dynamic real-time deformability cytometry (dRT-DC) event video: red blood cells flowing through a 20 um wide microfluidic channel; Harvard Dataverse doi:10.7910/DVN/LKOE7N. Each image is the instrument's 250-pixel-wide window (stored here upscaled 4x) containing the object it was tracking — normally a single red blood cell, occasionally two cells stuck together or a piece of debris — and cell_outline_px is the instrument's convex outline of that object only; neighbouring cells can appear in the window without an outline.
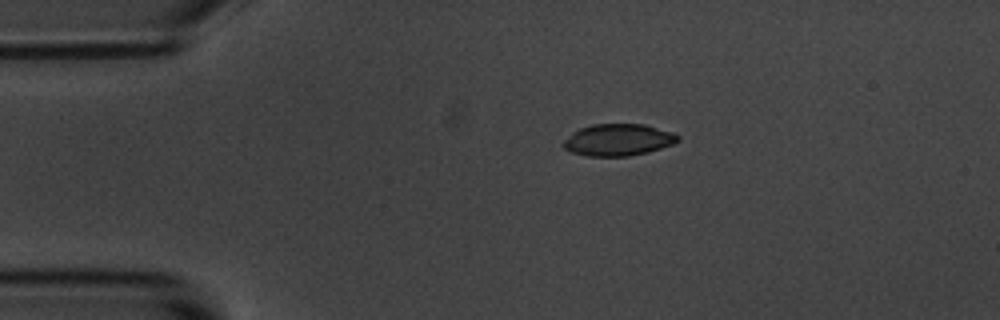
{"species": "common noctule bat (a hibernating species)", "species_latin": "Nyctalus noctula", "temperature_condition": "room temperature", "stored_images_in_passage": 45, "camera_frame_rate_fps": 3000, "um_per_image_px": 0.085, "animal": {"sex": "male", "body_mass_g": 20.1, "forearm_length_mm": 53.5}, "frame": {"image": 1, "passage_image": 1, "time_ms": 0.0, "image_size_px": [1000, 320], "cell_outline_px": [[680, 140], [672, 144], [648, 152], [628, 156], [588, 156], [572, 152], [564, 148], [560, 144], [572, 132], [580, 128], [592, 124], [644, 124], [672, 132], [680, 136]], "centroid_in_image_um": [52.52, 11.88], "position_along_channel_um": 32.5, "area_um2": 21.27}}
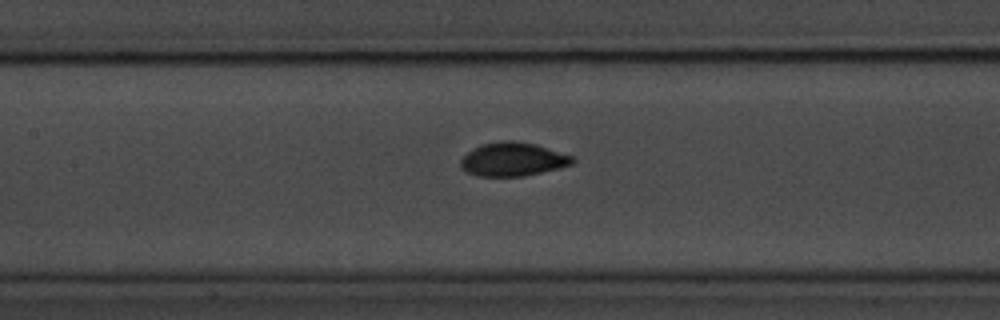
{"frame": {"image": 2, "passage_image": 15, "time_ms": 4.667, "image_size_px": [1000, 320], "cell_outline_px": [[576, 160], [572, 164], [560, 168], [524, 176], [480, 176], [468, 172], [460, 168], [460, 160], [468, 152], [480, 144], [500, 140], [516, 140], [536, 144], [572, 156]], "centroid_in_image_um": [43.59, 13.53], "position_along_channel_um": 163.8, "area_um2": 22.02}}
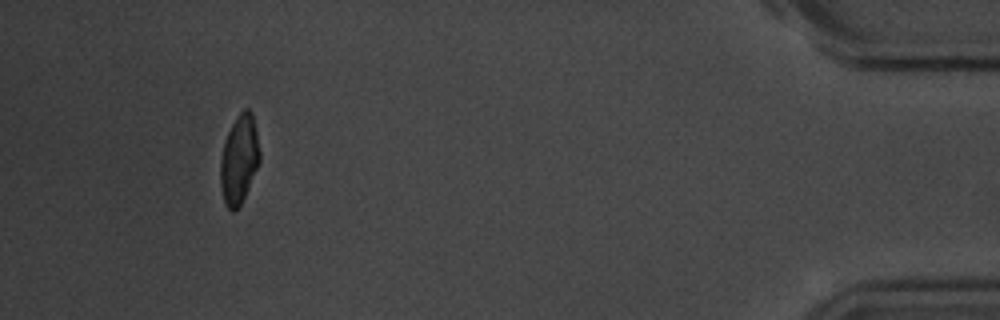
{"frame": {"image": 3, "passage_image": 41, "time_ms": 13.333, "image_size_px": [1000, 320], "cell_outline_px": [[260, 160], [244, 196], [240, 204], [232, 212], [224, 204], [220, 184], [220, 160], [224, 140], [236, 116], [244, 108], [248, 108], [252, 112], [256, 128], [260, 152]], "centroid_in_image_um": [20.31, 13.51], "position_along_channel_um": 414.9, "area_um2": 20.29}, "authors_computed_cell_mechanics": {"area_um2": 21.5016, "velocity_mm_per_s": 3.6802, "shape_relaxation_time_tau1_ms": 3.0284, "shape_relaxation_time_tau2_ms": null, "deformation_change_tau1": 0.1161, "deformation_change_tau2": null}}